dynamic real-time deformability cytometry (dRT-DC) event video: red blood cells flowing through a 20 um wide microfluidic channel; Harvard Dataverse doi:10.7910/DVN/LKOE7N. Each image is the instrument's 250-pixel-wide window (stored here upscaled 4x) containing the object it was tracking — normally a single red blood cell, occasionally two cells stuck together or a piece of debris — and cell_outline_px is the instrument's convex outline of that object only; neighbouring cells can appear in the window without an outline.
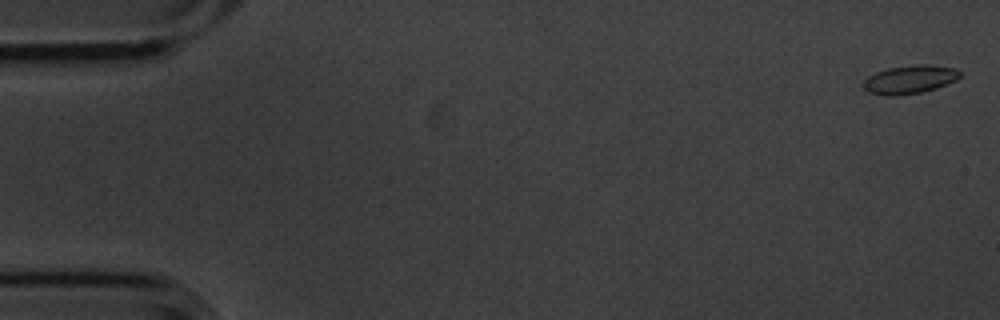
{"species": "common noctule bat (a hibernating species)", "species_latin": "Nyctalus noctula", "temperature_condition": "cold", "stored_images_in_passage": 5, "camera_frame_rate_fps": 3000, "um_per_image_px": 0.085, "animal": {"sex": "male", "body_mass_g": 20.1, "forearm_length_mm": 53.5}, "frame": {"image": 1, "passage_image": 1, "time_ms": 0.0, "image_size_px": [1000, 320], "cell_outline_px": [[960, 76], [956, 80], [936, 88], [920, 92], [896, 96], [888, 96], [868, 92], [860, 84], [868, 76], [876, 72], [888, 68], [916, 64], [932, 64], [956, 68], [960, 72]], "centroid_in_image_um": [77.31, 6.74], "position_along_channel_um": 7.7, "area_um2": 16.13}}
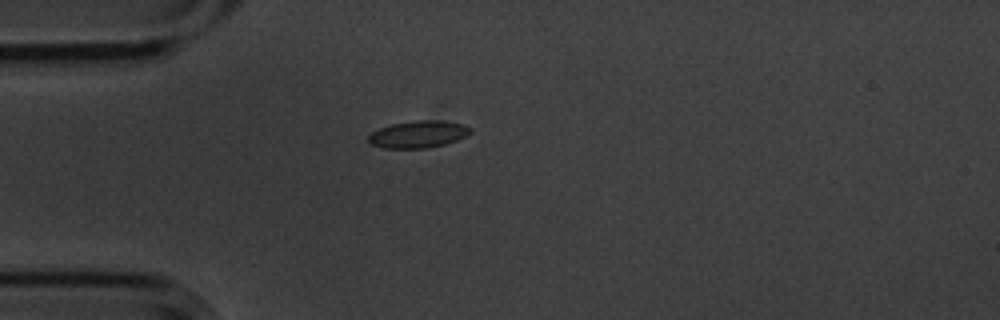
{"frame": {"image": 2, "passage_image": 5, "time_ms": 1.333, "image_size_px": [1000, 320], "cell_outline_px": [[472, 132], [456, 140], [444, 144], [428, 148], [384, 148], [372, 144], [368, 140], [368, 136], [372, 132], [380, 128], [392, 124], [416, 120], [444, 120], [464, 124], [472, 128]], "centroid_in_image_um": [35.58, 11.4], "position_along_channel_um": 49.4, "area_um2": 16.07}}